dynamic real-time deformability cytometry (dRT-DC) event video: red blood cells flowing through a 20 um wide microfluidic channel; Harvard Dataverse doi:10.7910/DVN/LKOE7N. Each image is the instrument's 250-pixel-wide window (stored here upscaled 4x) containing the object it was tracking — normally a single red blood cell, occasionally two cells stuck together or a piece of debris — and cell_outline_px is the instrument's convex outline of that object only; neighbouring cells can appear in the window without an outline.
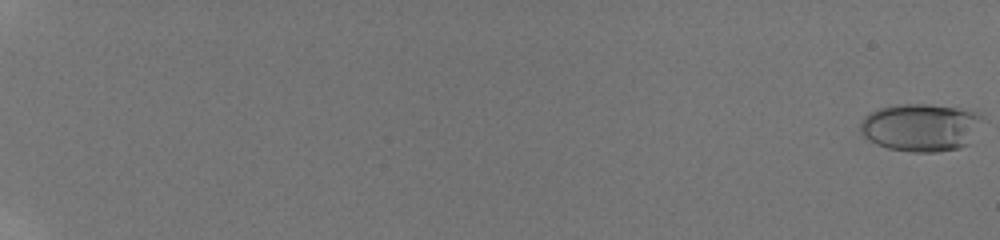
{"species": "human", "species_latin": "Homo sapiens", "temperature_condition": "room temperature", "stored_images_in_passage": 47, "camera_frame_rate_fps": 3000, "um_per_image_px": 0.085, "donor": {"sex": "male"}, "frame": {"image": 1, "passage_image": 1, "time_ms": 0.0, "image_size_px": [1000, 240], "cell_outline_px": [[980, 116], [968, 144], [960, 148], [936, 152], [912, 152], [888, 148], [876, 144], [864, 136], [860, 128], [860, 124], [864, 116], [880, 108], [900, 104], [928, 104], [960, 108], [976, 112]], "centroid_in_image_um": [78.2, 10.83], "position_along_channel_um": 6.8, "area_um2": 33.41}}
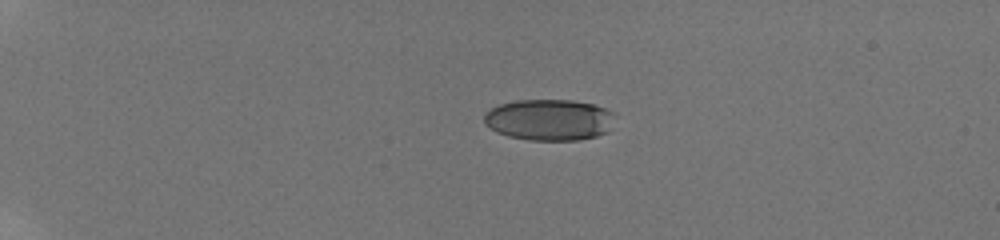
{"frame": {"image": 2, "passage_image": 32, "time_ms": 5.333, "image_size_px": [1000, 240], "cell_outline_px": [[616, 112], [608, 132], [596, 136], [580, 140], [528, 140], [508, 136], [496, 132], [484, 124], [484, 116], [492, 108], [500, 104], [516, 100], [572, 100], [596, 104]], "centroid_in_image_um": [46.72, 10.18], "position_along_channel_um": 38.3, "area_um2": 31.73}}